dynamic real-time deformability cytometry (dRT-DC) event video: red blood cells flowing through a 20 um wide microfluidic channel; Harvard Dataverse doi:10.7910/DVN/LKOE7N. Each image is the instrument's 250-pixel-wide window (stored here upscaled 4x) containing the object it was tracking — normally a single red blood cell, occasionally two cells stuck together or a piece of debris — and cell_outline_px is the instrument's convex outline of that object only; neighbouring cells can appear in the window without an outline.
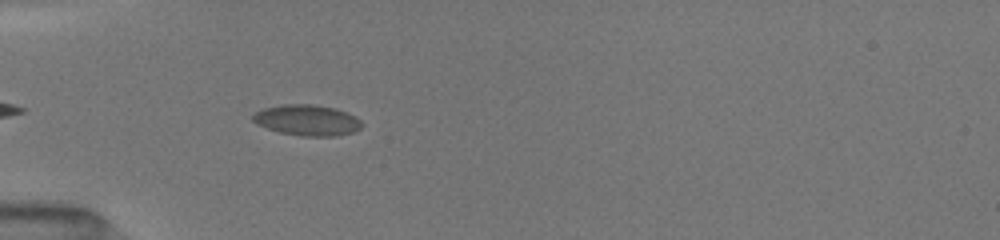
{"species": "common noctule bat (a hibernating species)", "species_latin": "Nyctalus noctula", "temperature_condition": "room temperature", "stored_images_in_passage": 26, "camera_frame_rate_fps": 3000, "um_per_image_px": 0.085, "animal": {"sex": "female", "body_mass_g": 19.5, "forearm_length_mm": 54.1}, "frame": {"image": 1, "passage_image": 4, "time_ms": 1.0, "image_size_px": [1000, 240], "cell_outline_px": [[364, 124], [360, 128], [352, 132], [336, 136], [300, 136], [280, 132], [256, 124], [252, 120], [252, 116], [256, 112], [264, 108], [284, 104], [312, 104], [336, 108], [360, 120]], "centroid_in_image_um": [26.09, 10.22], "position_along_channel_um": 58.9, "area_um2": 19.42}}
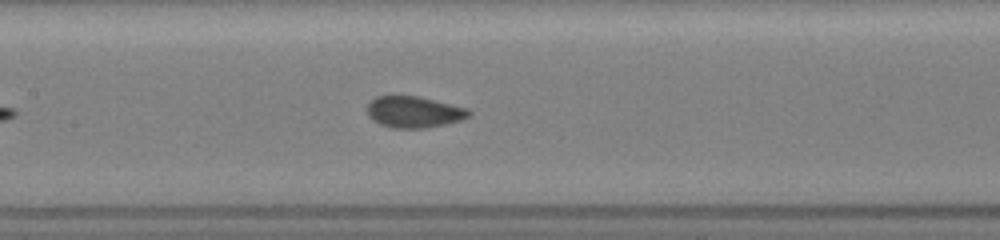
{"frame": {"image": 2, "passage_image": 13, "time_ms": 4.0, "image_size_px": [1000, 240], "cell_outline_px": [[472, 112], [468, 116], [460, 120], [444, 124], [424, 128], [392, 128], [380, 124], [372, 120], [368, 116], [368, 104], [376, 96], [388, 92], [392, 92], [416, 96], [464, 108]], "centroid_in_image_um": [35.07, 9.48], "position_along_channel_um": 172.3, "area_um2": 18.79}}
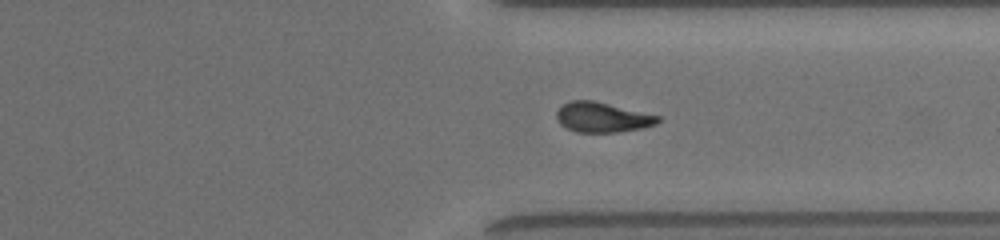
{"frame": {"image": 3, "passage_image": 24, "time_ms": 7.667, "image_size_px": [1000, 240], "cell_outline_px": [[660, 120], [656, 124], [640, 128], [616, 132], [576, 132], [560, 124], [556, 116], [556, 112], [564, 104], [572, 100], [592, 100], [660, 116]], "centroid_in_image_um": [51.18, 9.97], "position_along_channel_um": 360.2, "area_um2": 17.4}}